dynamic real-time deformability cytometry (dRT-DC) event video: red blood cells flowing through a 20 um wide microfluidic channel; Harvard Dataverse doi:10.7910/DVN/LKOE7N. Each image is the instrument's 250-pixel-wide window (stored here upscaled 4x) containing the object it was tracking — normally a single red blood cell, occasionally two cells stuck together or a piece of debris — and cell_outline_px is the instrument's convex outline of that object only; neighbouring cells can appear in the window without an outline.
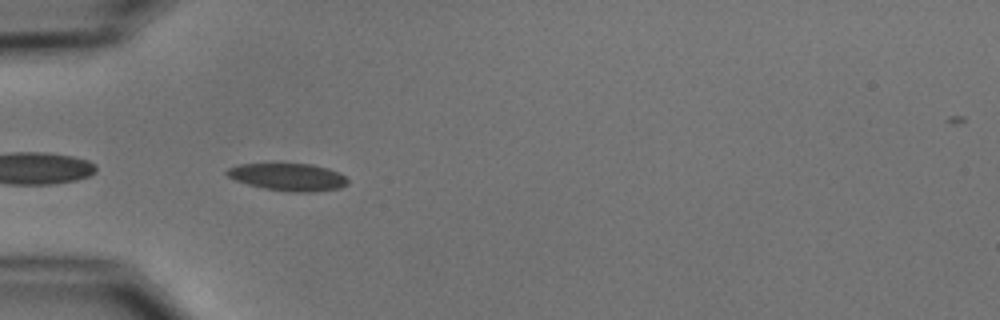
{"species": "common noctule bat (a hibernating species)", "species_latin": "Nyctalus noctula", "temperature_condition": "cold", "stored_images_in_passage": 6, "camera_frame_rate_fps": 3000, "um_per_image_px": 0.085, "animal": {"sex": "male", "body_mass_g": 15.6}, "frame": {"image": 1, "passage_image": 5, "time_ms": 5.667, "image_size_px": [1000, 320], "cell_outline_px": [[348, 184], [340, 188], [312, 192], [288, 192], [264, 188], [248, 184], [236, 180], [228, 176], [224, 172], [228, 168], [236, 164], [312, 164], [328, 168], [344, 176], [348, 180]], "centroid_in_image_um": [24.48, 15.05], "position_along_channel_um": 60.5, "area_um2": 19.25}}